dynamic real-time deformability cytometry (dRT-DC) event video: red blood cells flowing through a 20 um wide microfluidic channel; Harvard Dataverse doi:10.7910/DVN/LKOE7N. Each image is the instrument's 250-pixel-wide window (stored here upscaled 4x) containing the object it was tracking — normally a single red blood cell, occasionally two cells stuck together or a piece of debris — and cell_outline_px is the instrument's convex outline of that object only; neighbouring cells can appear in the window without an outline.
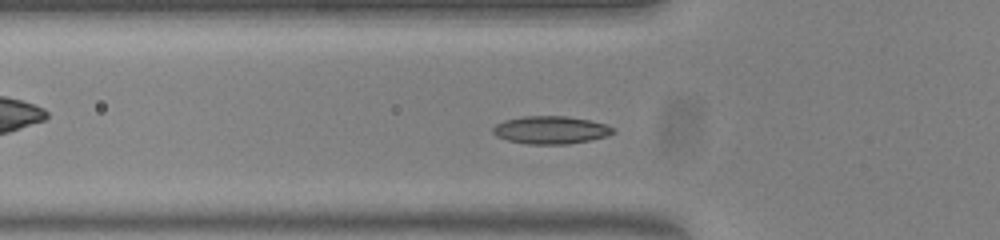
{"species": "common noctule bat (a hibernating species)", "species_latin": "Nyctalus noctula", "temperature_condition": "warm", "stored_images_in_passage": 52, "camera_frame_rate_fps": 3000, "um_per_image_px": 0.085, "animal": {"sex": "female", "body_mass_g": 23.0, "forearm_length_mm": 53.4}, "frame": {"image": 1, "passage_image": 15, "time_ms": 4.667, "image_size_px": [1000, 240], "cell_outline_px": [[616, 132], [592, 140], [568, 144], [528, 144], [508, 140], [496, 136], [492, 132], [492, 128], [496, 124], [504, 120], [524, 116], [564, 116], [588, 120], [604, 124], [616, 128]], "centroid_in_image_um": [46.8, 11.05], "position_along_channel_um": 79.0, "area_um2": 19.42}}
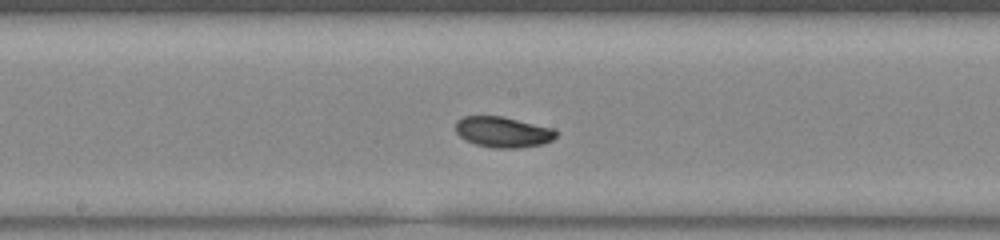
{"frame": {"image": 2, "passage_image": 25, "time_ms": 8.0, "image_size_px": [1000, 240], "cell_outline_px": [[560, 132], [552, 140], [544, 144], [520, 148], [492, 148], [476, 144], [460, 136], [456, 132], [456, 120], [464, 116], [500, 116], [556, 128]], "centroid_in_image_um": [42.81, 11.22], "position_along_channel_um": 205.4, "area_um2": 18.15}}
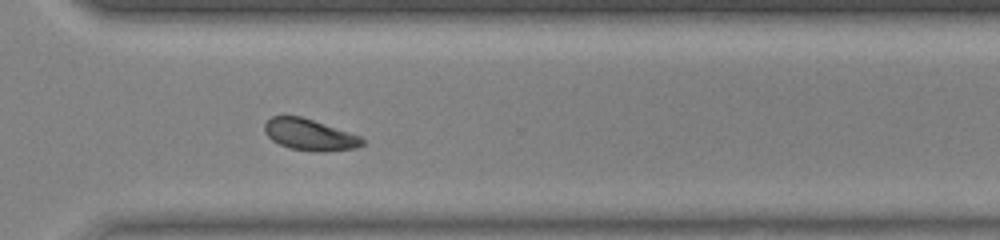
{"frame": {"image": 3, "passage_image": 36, "time_ms": 11.667, "image_size_px": [1000, 240], "cell_outline_px": [[364, 144], [356, 148], [324, 152], [316, 152], [292, 148], [280, 144], [272, 140], [264, 132], [264, 124], [272, 116], [300, 116], [360, 136], [364, 140]], "centroid_in_image_um": [26.31, 11.46], "position_along_channel_um": 344.3, "area_um2": 17.63}, "authors_computed_cell_mechanics": {"area_um2": 17.6579, "velocity_mm_per_s": 3.7856, "shape_relaxation_time_tau1_ms": 6.9191, "shape_relaxation_time_tau2_ms": null, "deformation_change_tau1": 0.1478, "deformation_change_tau2": null}}